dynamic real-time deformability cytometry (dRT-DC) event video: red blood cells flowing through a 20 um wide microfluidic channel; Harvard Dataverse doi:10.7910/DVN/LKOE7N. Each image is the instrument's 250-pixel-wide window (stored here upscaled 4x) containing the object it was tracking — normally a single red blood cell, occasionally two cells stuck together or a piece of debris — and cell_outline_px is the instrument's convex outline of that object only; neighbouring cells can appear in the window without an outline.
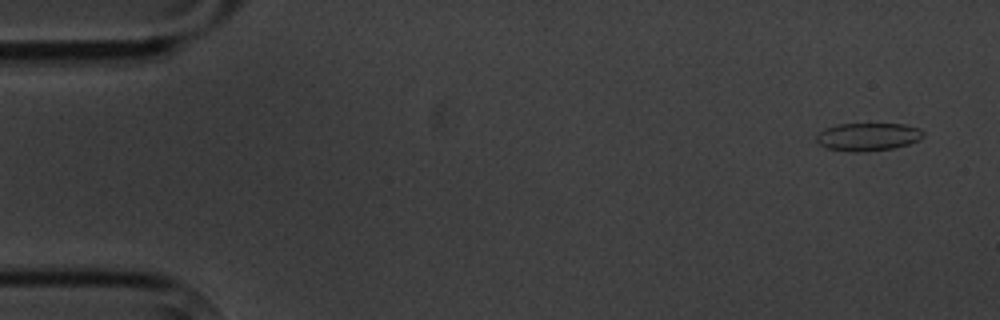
{"species": "common noctule bat (a hibernating species)", "species_latin": "Nyctalus noctula", "temperature_condition": "cold", "stored_images_in_passage": 5, "camera_frame_rate_fps": 3000, "um_per_image_px": 0.085, "animal": {"sex": "male", "body_mass_g": 20.1, "forearm_length_mm": 53.5}, "frame": {"image": 1, "passage_image": 1, "time_ms": 0.0, "image_size_px": [1000, 320], "cell_outline_px": [[924, 136], [908, 144], [892, 148], [860, 152], [852, 152], [828, 148], [820, 144], [816, 140], [816, 136], [824, 128], [836, 124], [904, 124], [920, 128], [924, 132]], "centroid_in_image_um": [73.77, 11.61], "position_along_channel_um": 11.2, "area_um2": 17.28}}